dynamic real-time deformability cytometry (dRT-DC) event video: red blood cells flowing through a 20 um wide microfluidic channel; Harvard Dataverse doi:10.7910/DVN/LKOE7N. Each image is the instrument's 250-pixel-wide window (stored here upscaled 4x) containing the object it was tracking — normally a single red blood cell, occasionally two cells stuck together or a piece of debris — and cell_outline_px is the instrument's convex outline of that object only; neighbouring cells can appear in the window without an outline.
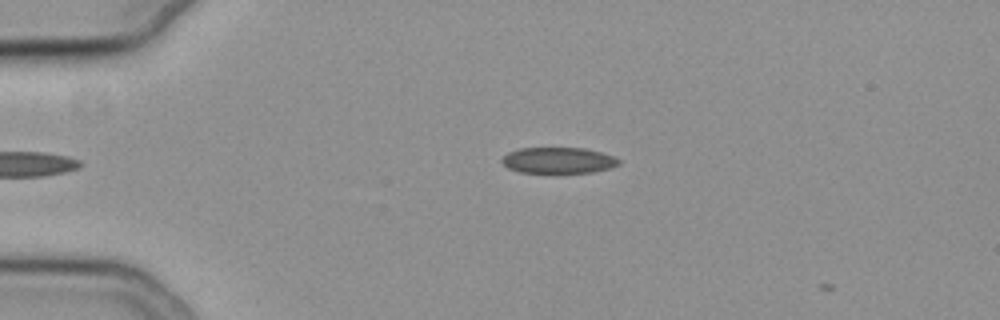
{"species": "common noctule bat (a hibernating species)", "species_latin": "Nyctalus noctula", "temperature_condition": "cold", "stored_images_in_passage": 3, "camera_frame_rate_fps": 3000, "um_per_image_px": 0.085, "animal": {"sex": "female", "body_mass_g": 19.3, "forearm_length_mm": 54.1}, "frame": {"image": 1, "passage_image": 1, "time_ms": 0.0, "image_size_px": [1000, 320], "cell_outline_px": [[620, 164], [608, 168], [592, 172], [552, 176], [520, 172], [508, 168], [500, 160], [508, 152], [520, 148], [584, 148], [600, 152], [612, 156], [620, 160]], "centroid_in_image_um": [47.42, 13.68], "position_along_channel_um": 37.6, "area_um2": 18.5}}